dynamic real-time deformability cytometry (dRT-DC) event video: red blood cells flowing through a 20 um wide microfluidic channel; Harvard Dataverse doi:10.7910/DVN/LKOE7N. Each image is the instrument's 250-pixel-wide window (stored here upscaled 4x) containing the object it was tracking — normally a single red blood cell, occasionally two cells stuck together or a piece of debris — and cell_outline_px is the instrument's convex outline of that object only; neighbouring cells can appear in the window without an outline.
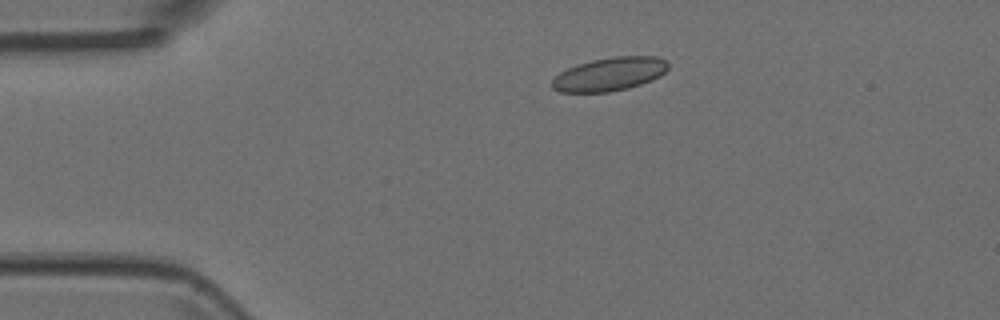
{"species": "Egyptian fruit bat (a non-hibernating species)", "species_latin": "Rousettus aegyptiacus", "temperature_condition": "room temperature", "stored_images_in_passage": 2, "camera_frame_rate_fps": 3000, "um_per_image_px": 0.085, "animal": {"sex": "female"}, "frame": {"image": 1, "passage_image": 1, "time_ms": 0.0, "image_size_px": [1000, 320], "cell_outline_px": [[668, 68], [660, 76], [652, 80], [628, 88], [608, 92], [560, 92], [552, 88], [552, 80], [560, 72], [568, 68], [592, 60], [616, 56], [656, 56], [668, 60]], "centroid_in_image_um": [51.84, 6.3], "position_along_channel_um": 33.2, "area_um2": 22.54}}